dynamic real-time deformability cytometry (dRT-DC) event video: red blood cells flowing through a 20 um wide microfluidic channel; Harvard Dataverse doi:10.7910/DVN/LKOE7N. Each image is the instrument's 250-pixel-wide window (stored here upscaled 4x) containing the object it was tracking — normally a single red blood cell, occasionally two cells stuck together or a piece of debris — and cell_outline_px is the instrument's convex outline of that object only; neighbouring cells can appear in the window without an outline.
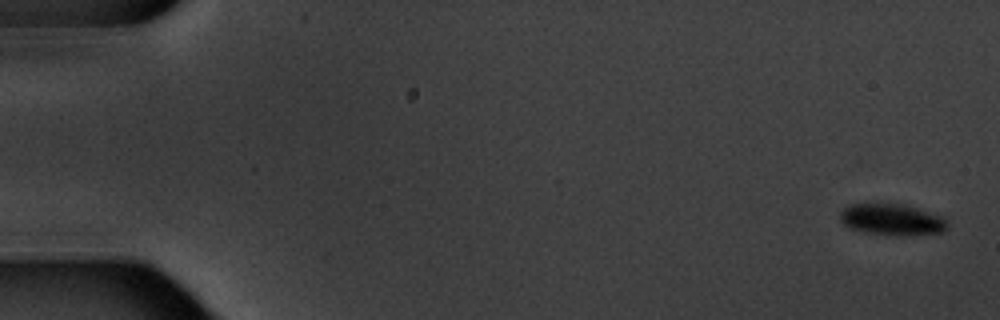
{"species": "common noctule bat (a hibernating species)", "species_latin": "Nyctalus noctula", "temperature_condition": "warm", "stored_images_in_passage": 5, "camera_frame_rate_fps": 3000, "um_per_image_px": 0.085, "animal": {"sex": "male", "body_mass_g": 20.1, "forearm_length_mm": 53.5}, "frame": {"image": 1, "passage_image": 1, "time_ms": 0.0, "image_size_px": [1000, 320], "cell_outline_px": [[948, 228], [944, 232], [908, 236], [888, 236], [864, 232], [848, 228], [840, 220], [840, 212], [848, 204], [904, 204], [944, 216], [948, 220]], "centroid_in_image_um": [75.86, 18.69], "position_along_channel_um": 9.1, "area_um2": 20.17}}
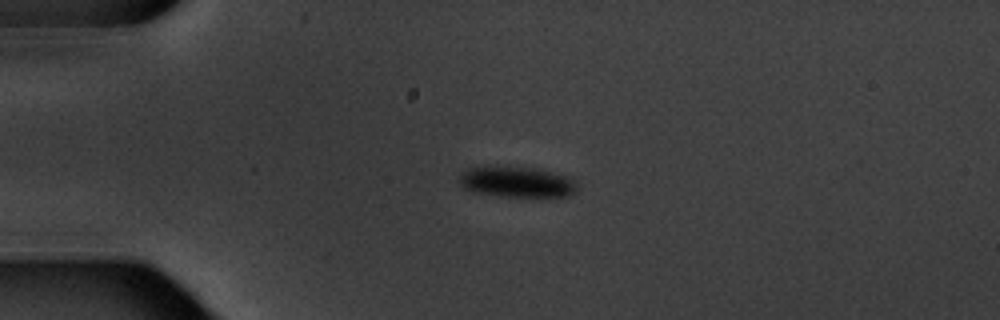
{"frame": {"image": 2, "passage_image": 4, "time_ms": 4.333, "image_size_px": [1000, 320], "cell_outline_px": [[576, 192], [568, 196], [500, 196], [472, 192], [464, 188], [460, 184], [460, 176], [468, 168], [496, 164], [532, 168], [552, 172], [564, 176], [576, 188]], "centroid_in_image_um": [43.8, 15.44], "position_along_channel_um": 41.2, "area_um2": 20.98}}